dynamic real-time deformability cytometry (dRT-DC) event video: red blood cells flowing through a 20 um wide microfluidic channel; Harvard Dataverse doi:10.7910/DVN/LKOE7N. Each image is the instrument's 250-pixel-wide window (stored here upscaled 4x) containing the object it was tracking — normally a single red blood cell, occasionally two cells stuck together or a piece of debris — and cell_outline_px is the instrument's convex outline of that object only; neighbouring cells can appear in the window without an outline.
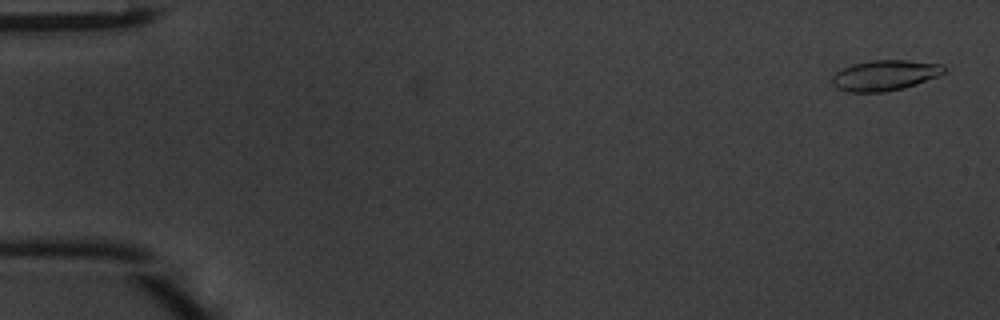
{"species": "common noctule bat (a hibernating species)", "species_latin": "Nyctalus noctula", "temperature_condition": "warm", "stored_images_in_passage": 48, "camera_frame_rate_fps": 3000, "um_per_image_px": 0.085, "animal": {"sex": "male", "body_mass_g": 20.1, "forearm_length_mm": 53.5}, "frame": {"image": 1, "passage_image": 2, "time_ms": 0.333, "image_size_px": [1000, 320], "cell_outline_px": [[944, 72], [936, 76], [916, 84], [904, 88], [884, 92], [848, 92], [836, 88], [832, 84], [832, 76], [836, 72], [852, 64], [872, 60], [908, 60], [940, 64], [944, 68]], "centroid_in_image_um": [75.16, 6.41], "position_along_channel_um": 9.8, "area_um2": 19.71}}
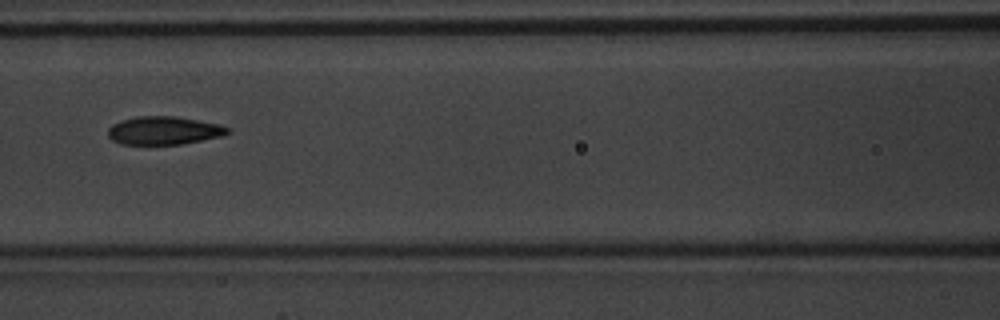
{"frame": {"image": 2, "passage_image": 22, "time_ms": 7.0, "image_size_px": [1000, 320], "cell_outline_px": [[232, 132], [224, 136], [180, 144], [120, 144], [112, 140], [108, 136], [108, 128], [112, 124], [136, 116], [176, 116], [220, 124], [228, 128]], "centroid_in_image_um": [13.95, 11.09], "position_along_channel_um": 152.6, "area_um2": 19.71}}
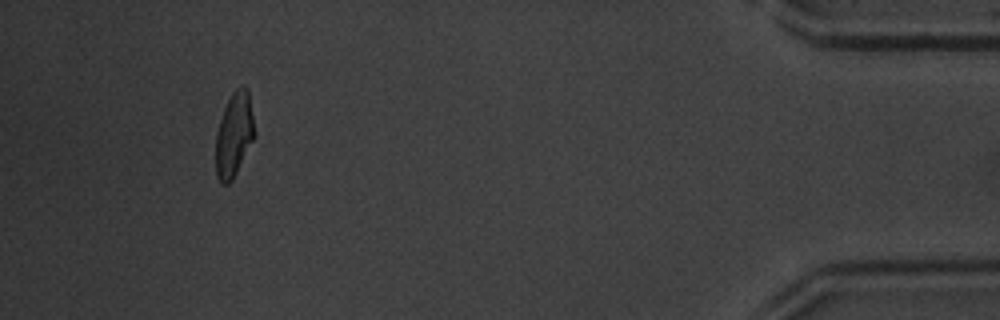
{"frame": {"image": 3, "passage_image": 45, "time_ms": 14.667, "image_size_px": [1000, 320], "cell_outline_px": [[256, 136], [232, 180], [228, 184], [220, 184], [216, 176], [216, 132], [224, 108], [232, 92], [240, 84], [244, 84], [248, 88]], "centroid_in_image_um": [19.91, 11.43], "position_along_channel_um": 415.3, "area_um2": 19.31}, "authors_computed_cell_mechanics": {"area_um2": 19.7387, "velocity_mm_per_s": 4.2467, "shape_relaxation_time_tau1_ms": 3.76, "shape_relaxation_time_tau2_ms": 1.4054, "deformation_change_tau1": 0.174, "deformation_change_tau2": 0.0859}}